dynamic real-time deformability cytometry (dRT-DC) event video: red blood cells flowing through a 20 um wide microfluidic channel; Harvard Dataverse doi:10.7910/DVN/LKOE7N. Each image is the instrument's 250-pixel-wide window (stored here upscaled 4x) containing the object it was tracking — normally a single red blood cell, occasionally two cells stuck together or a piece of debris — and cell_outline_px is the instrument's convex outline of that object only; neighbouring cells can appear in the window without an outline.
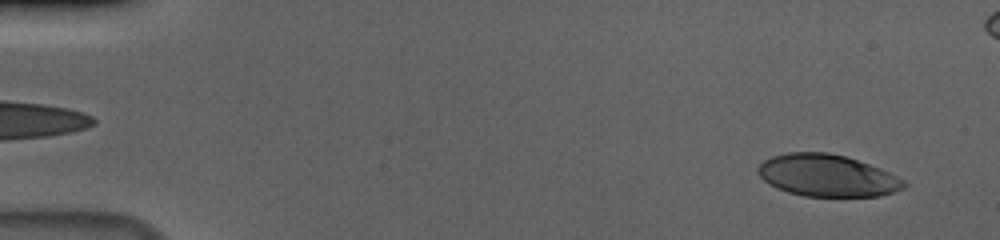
{"species": "human", "species_latin": "Homo sapiens", "temperature_condition": "cold", "stored_images_in_passage": 53, "camera_frame_rate_fps": 3000, "um_per_image_px": 0.085, "donor": {"sex": "male"}, "frame": {"image": 1, "passage_image": 3, "time_ms": 0.667, "image_size_px": [1000, 240], "cell_outline_px": [[908, 184], [904, 188], [880, 196], [804, 196], [788, 192], [776, 188], [764, 180], [760, 176], [756, 168], [764, 160], [772, 156], [788, 152], [828, 152], [844, 156], [880, 168], [904, 180]], "centroid_in_image_um": [70.29, 14.92], "position_along_channel_um": 14.7, "area_um2": 35.55}}
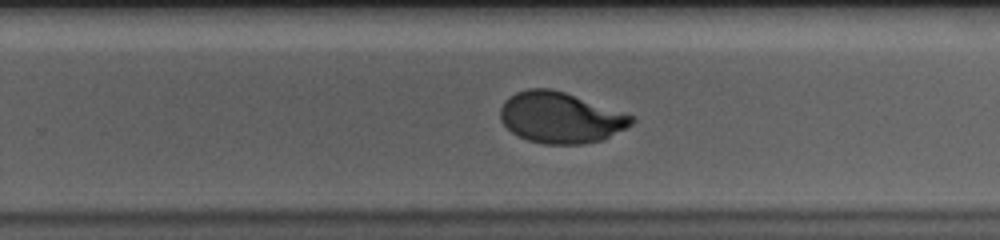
{"frame": {"image": 2, "passage_image": 36, "time_ms": 11.667, "image_size_px": [1000, 240], "cell_outline_px": [[636, 120], [632, 124], [604, 140], [580, 144], [544, 144], [528, 140], [512, 132], [500, 120], [500, 108], [504, 100], [516, 92], [528, 88], [552, 88], [636, 116]], "centroid_in_image_um": [47.65, 9.99], "position_along_channel_um": 282.1, "area_um2": 39.07}}
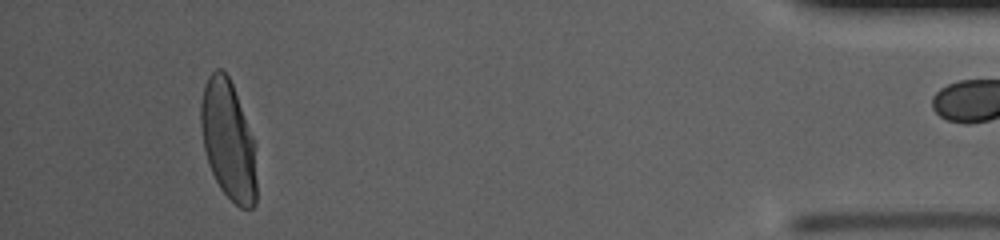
{"frame": {"image": 3, "passage_image": 52, "time_ms": 17.0, "image_size_px": [1000, 240], "cell_outline_px": [[256, 204], [252, 208], [240, 208], [220, 188], [208, 164], [204, 148], [200, 124], [200, 104], [204, 84], [208, 76], [216, 68], [220, 68], [228, 76], [232, 84], [256, 144]], "centroid_in_image_um": [19.41, 11.92], "position_along_channel_um": 415.8, "area_um2": 38.9}}